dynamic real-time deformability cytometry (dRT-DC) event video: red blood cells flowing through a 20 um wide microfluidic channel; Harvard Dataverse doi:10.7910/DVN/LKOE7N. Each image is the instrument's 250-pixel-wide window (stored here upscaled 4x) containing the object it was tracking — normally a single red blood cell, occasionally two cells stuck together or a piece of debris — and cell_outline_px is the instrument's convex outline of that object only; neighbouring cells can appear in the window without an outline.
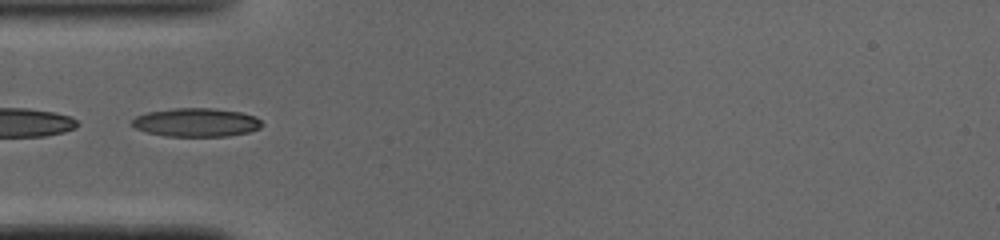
{"species": "common noctule bat (a hibernating species)", "species_latin": "Nyctalus noctula", "temperature_condition": "cold", "stored_images_in_passage": 34, "camera_frame_rate_fps": 3000, "um_per_image_px": 0.085, "animal": {"sex": "male", "body_mass_g": 19.0, "forearm_length_mm": 50.8}, "frame": {"image": 1, "passage_image": 2, "time_ms": 0.333, "image_size_px": [1000, 240], "cell_outline_px": [[264, 124], [260, 128], [248, 132], [228, 136], [164, 136], [148, 132], [136, 128], [132, 124], [132, 120], [136, 116], [148, 112], [172, 108], [212, 108], [240, 112], [256, 116]], "centroid_in_image_um": [16.71, 10.4], "position_along_channel_um": 68.3, "area_um2": 21.62}}
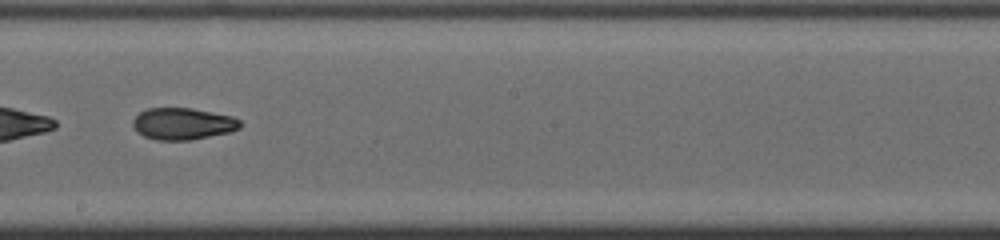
{"frame": {"image": 2, "passage_image": 14, "time_ms": 4.333, "image_size_px": [1000, 240], "cell_outline_px": [[244, 124], [240, 128], [228, 132], [188, 140], [156, 140], [144, 136], [132, 124], [132, 120], [140, 112], [148, 108], [192, 108], [232, 116], [240, 120]], "centroid_in_image_um": [15.56, 10.51], "position_along_channel_um": 232.6, "area_um2": 19.71}}
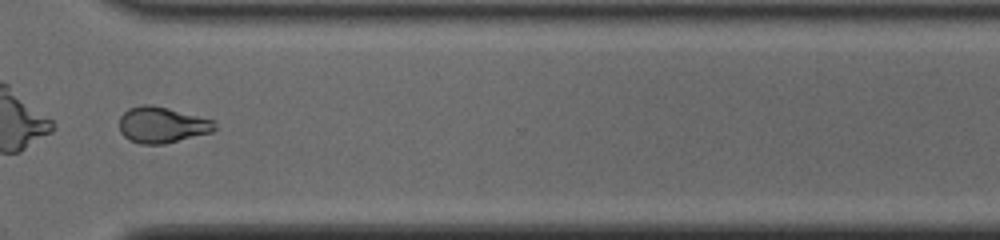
{"frame": {"image": 3, "passage_image": 23, "time_ms": 7.333, "image_size_px": [1000, 240], "cell_outline_px": [[220, 128], [212, 132], [164, 144], [140, 144], [128, 140], [120, 132], [120, 116], [128, 108], [144, 104], [152, 104], [216, 120]], "centroid_in_image_um": [13.82, 10.61], "position_along_channel_um": 356.8, "area_um2": 20.4}, "authors_computed_cell_mechanics": {"area_um2": 20.4612, "velocity_mm_per_s": 4.114, "shape_relaxation_time_tau1_ms": 10.6611, "shape_relaxation_time_tau2_ms": 5.2033, "deformation_change_tau1": 0.244, "deformation_change_tau2": 0.1216}}